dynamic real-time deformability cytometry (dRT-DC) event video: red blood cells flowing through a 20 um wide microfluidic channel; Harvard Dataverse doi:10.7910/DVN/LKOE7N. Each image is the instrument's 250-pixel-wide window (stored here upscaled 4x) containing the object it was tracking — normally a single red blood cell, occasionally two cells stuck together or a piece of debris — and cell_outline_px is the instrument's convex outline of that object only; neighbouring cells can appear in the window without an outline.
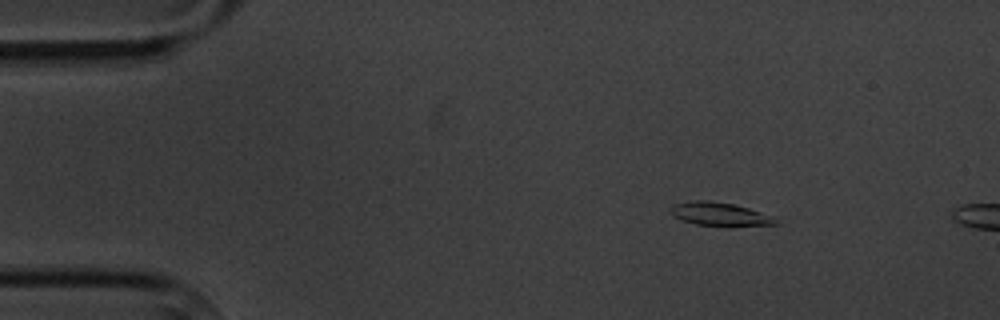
{"species": "common noctule bat (a hibernating species)", "species_latin": "Nyctalus noctula", "temperature_condition": "cold", "stored_images_in_passage": 4, "camera_frame_rate_fps": 3000, "um_per_image_px": 0.085, "animal": {"sex": "male", "body_mass_g": 20.1, "forearm_length_mm": 53.5}, "frame": {"image": 1, "passage_image": 2, "time_ms": 1.0, "image_size_px": [1000, 320], "cell_outline_px": [[780, 224], [728, 228], [696, 224], [680, 220], [672, 216], [668, 212], [668, 208], [672, 204], [692, 200], [708, 200], [732, 204], [748, 208], [772, 216]], "centroid_in_image_um": [61.13, 18.23], "position_along_channel_um": 23.9, "area_um2": 15.03}}